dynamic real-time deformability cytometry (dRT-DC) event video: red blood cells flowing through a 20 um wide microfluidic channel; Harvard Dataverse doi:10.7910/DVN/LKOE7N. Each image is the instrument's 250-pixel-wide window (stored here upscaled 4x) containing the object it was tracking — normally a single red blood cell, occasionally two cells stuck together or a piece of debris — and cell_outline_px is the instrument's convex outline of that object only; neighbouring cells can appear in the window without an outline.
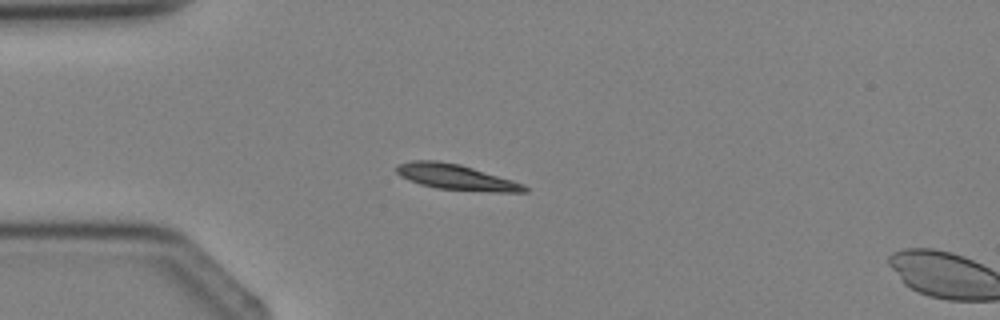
{"species": "Egyptian fruit bat (a non-hibernating species)", "species_latin": "Rousettus aegyptiacus", "temperature_condition": "cold", "stored_images_in_passage": 4, "camera_frame_rate_fps": 3000, "um_per_image_px": 0.085, "animal": {"sex": "female"}, "frame": {"image": 1, "passage_image": 3, "time_ms": 2.333, "image_size_px": [1000, 320], "cell_outline_px": [[528, 192], [492, 192], [436, 188], [420, 184], [408, 180], [400, 176], [396, 172], [396, 164], [412, 160], [436, 160], [460, 164], [512, 180], [524, 184], [528, 188]], "centroid_in_image_um": [38.74, 15.05], "position_along_channel_um": 46.3, "area_um2": 19.07}}